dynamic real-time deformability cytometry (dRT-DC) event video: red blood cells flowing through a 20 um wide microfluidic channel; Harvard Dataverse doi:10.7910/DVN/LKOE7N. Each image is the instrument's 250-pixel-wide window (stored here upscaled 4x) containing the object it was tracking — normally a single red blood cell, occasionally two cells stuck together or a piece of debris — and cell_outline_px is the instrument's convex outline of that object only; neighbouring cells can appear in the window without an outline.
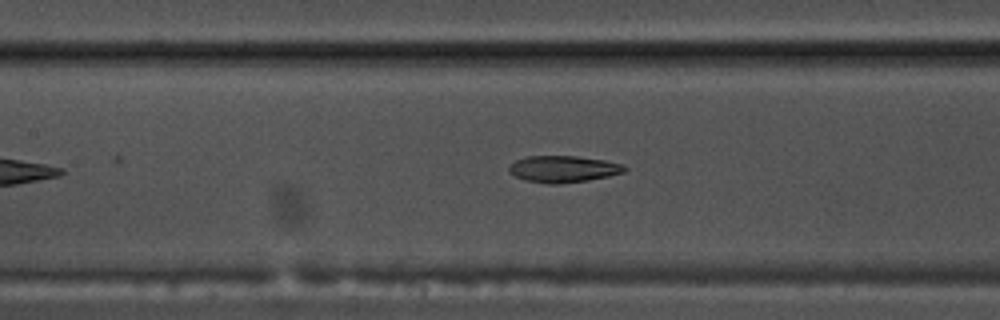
{"species": "common noctule bat (a hibernating species)", "species_latin": "Nyctalus noctula", "temperature_condition": "warm", "stored_images_in_passage": 28, "camera_frame_rate_fps": 3000, "um_per_image_px": 0.085, "animal": {"sex": "male", "body_mass_g": 17.5, "forearm_length_mm": 52.3}, "frame": {"image": 1, "passage_image": 15, "time_ms": 4.667, "image_size_px": [1000, 320], "cell_outline_px": [[628, 168], [624, 172], [608, 176], [588, 180], [560, 184], [548, 184], [524, 180], [508, 172], [508, 168], [516, 160], [528, 156], [576, 156], [604, 160], [624, 164]], "centroid_in_image_um": [47.89, 14.37], "position_along_channel_um": 159.5, "area_um2": 17.98}}